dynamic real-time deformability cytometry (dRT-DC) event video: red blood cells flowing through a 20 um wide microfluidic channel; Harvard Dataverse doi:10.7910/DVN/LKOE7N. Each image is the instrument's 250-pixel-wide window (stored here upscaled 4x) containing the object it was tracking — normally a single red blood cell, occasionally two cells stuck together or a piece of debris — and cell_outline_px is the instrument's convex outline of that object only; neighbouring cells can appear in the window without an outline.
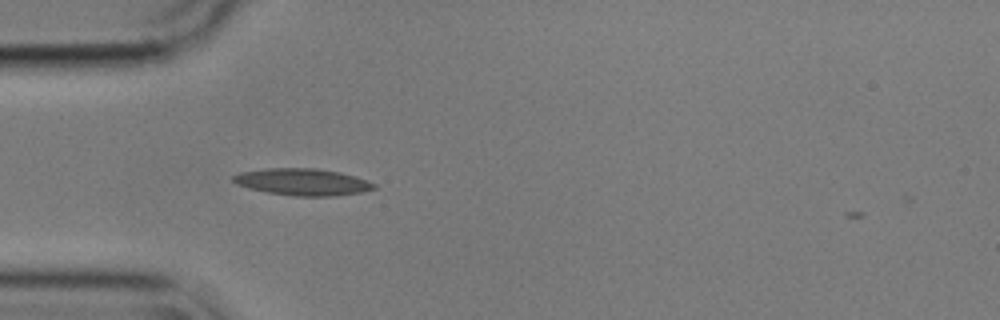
{"species": "common noctule bat (a hibernating species)", "species_latin": "Nyctalus noctula", "temperature_condition": "cold", "stored_images_in_passage": 4, "camera_frame_rate_fps": 3000, "um_per_image_px": 0.085, "animal": {"sex": "male", "body_mass_g": 17.9}, "frame": {"image": 1, "passage_image": 3, "time_ms": 0.667, "image_size_px": [1000, 320], "cell_outline_px": [[376, 188], [360, 192], [332, 196], [296, 196], [268, 192], [248, 188], [236, 184], [232, 180], [232, 176], [240, 172], [264, 168], [316, 168], [340, 172], [356, 176], [376, 184]], "centroid_in_image_um": [25.7, 15.45], "position_along_channel_um": 59.3, "area_um2": 22.02}}